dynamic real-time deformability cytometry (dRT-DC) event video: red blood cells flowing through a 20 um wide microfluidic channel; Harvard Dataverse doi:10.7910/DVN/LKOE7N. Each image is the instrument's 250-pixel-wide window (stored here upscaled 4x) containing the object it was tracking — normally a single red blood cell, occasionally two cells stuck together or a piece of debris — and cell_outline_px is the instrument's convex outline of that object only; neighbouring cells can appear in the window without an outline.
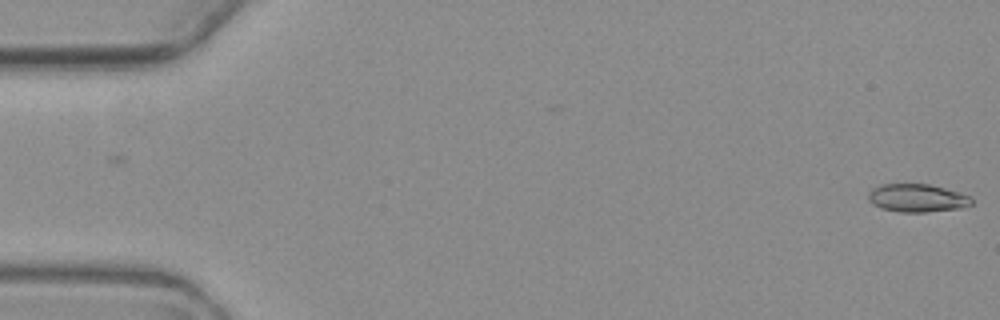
{"species": "common noctule bat (a hibernating species)", "species_latin": "Nyctalus noctula", "temperature_condition": "warm", "stored_images_in_passage": 2, "camera_frame_rate_fps": 3000, "um_per_image_px": 0.085, "animal": {"sex": "female", "body_mass_g": 19.3, "forearm_length_mm": 54.1}, "frame": {"image": 1, "passage_image": 2, "time_ms": 1.0, "image_size_px": [1000, 320], "cell_outline_px": [[972, 204], [960, 208], [924, 212], [900, 212], [880, 208], [872, 204], [868, 200], [868, 192], [872, 188], [880, 184], [928, 184], [944, 188], [968, 196], [972, 200]], "centroid_in_image_um": [77.88, 16.83], "position_along_channel_um": 7.1, "area_um2": 16.76}}